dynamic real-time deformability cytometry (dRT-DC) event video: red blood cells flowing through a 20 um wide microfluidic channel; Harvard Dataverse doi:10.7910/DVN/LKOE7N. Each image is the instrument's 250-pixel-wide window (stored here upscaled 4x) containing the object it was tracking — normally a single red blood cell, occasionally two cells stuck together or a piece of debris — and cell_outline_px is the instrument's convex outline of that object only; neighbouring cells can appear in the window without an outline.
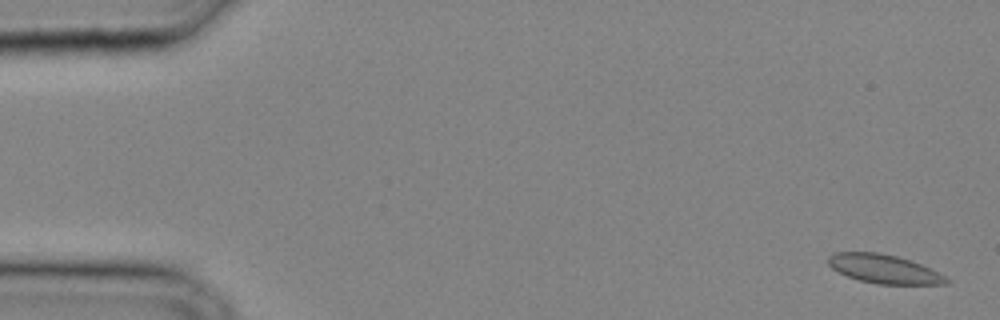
{"species": "common noctule bat (a hibernating species)", "species_latin": "Nyctalus noctula", "temperature_condition": "cold", "stored_images_in_passage": 32, "camera_frame_rate_fps": 3000, "um_per_image_px": 0.085, "animal": {"sex": "male", "body_mass_g": 20.4}, "frame": {"image": 1, "passage_image": 1, "time_ms": 0.0, "image_size_px": [1000, 320], "cell_outline_px": [[952, 280], [948, 284], [876, 284], [860, 280], [848, 276], [832, 268], [828, 264], [828, 256], [832, 252], [880, 252], [896, 256], [920, 264]], "centroid_in_image_um": [75.11, 22.86], "position_along_channel_um": 9.9, "area_um2": 19.65}}
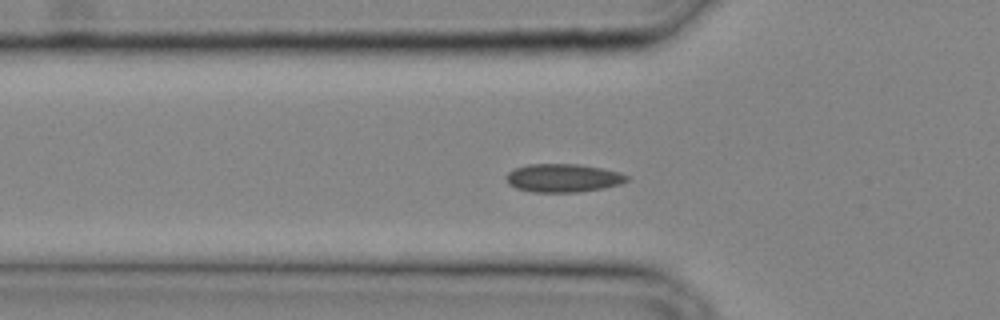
{"frame": {"image": 2, "passage_image": 11, "time_ms": 3.333, "image_size_px": [1000, 320], "cell_outline_px": [[628, 180], [620, 184], [604, 188], [576, 192], [532, 192], [516, 188], [508, 184], [504, 176], [508, 172], [516, 168], [528, 164], [580, 164], [620, 172], [628, 176]], "centroid_in_image_um": [47.84, 15.13], "position_along_channel_um": 78.0, "area_um2": 19.94}}
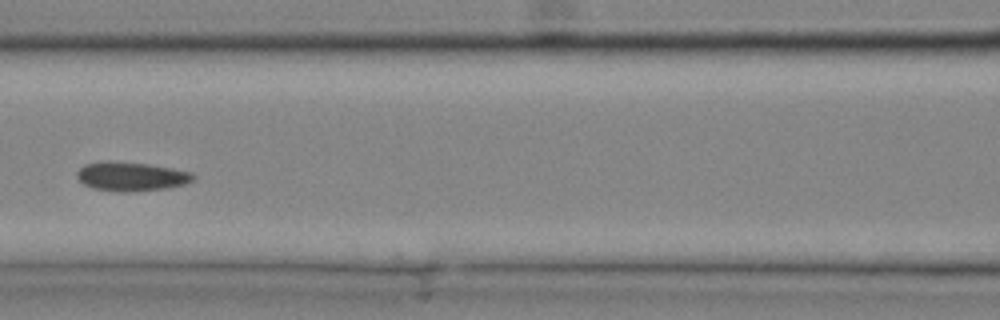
{"frame": {"image": 3, "passage_image": 15, "time_ms": 4.667, "image_size_px": [1000, 320], "cell_outline_px": [[196, 176], [192, 180], [184, 184], [168, 188], [128, 192], [120, 192], [92, 188], [84, 184], [76, 176], [76, 172], [84, 164], [104, 160], [112, 160], [148, 164], [172, 168], [192, 172]], "centroid_in_image_um": [11.13, 14.98], "position_along_channel_um": 155.5, "area_um2": 19.88}}